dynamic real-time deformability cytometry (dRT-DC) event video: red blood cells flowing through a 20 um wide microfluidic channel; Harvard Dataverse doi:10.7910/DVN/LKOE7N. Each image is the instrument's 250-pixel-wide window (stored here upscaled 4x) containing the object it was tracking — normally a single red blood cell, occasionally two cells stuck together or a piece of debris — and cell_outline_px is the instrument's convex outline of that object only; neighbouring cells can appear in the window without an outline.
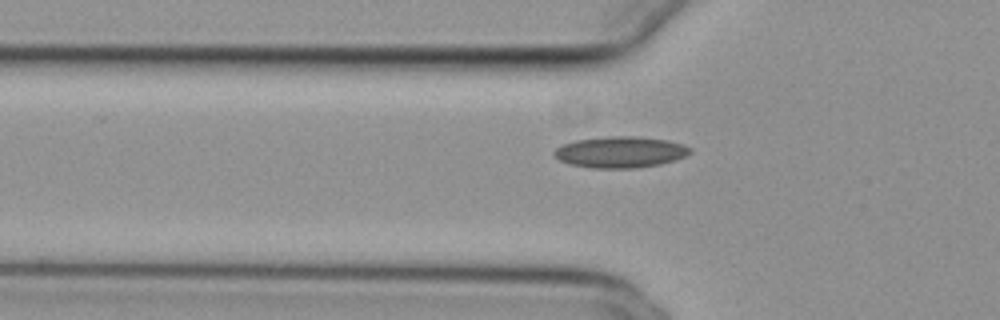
{"species": "common noctule bat (a hibernating species)", "species_latin": "Nyctalus noctula", "temperature_condition": "cold", "stored_images_in_passage": 40, "segment_of_instrument_passage": [1, 2], "camera_frame_rate_fps": 3000, "um_per_image_px": 0.085, "animal": {"sex": "female", "body_mass_g": 29.2, "forearm_length_mm": 56.3}, "frame": {"image": 1, "passage_image": 3, "time_ms": 0.667, "image_size_px": [1000, 320], "cell_outline_px": [[692, 152], [676, 160], [660, 164], [636, 168], [592, 168], [568, 164], [560, 160], [552, 152], [560, 144], [576, 140], [608, 136], [640, 136], [668, 140], [692, 148]], "centroid_in_image_um": [52.71, 12.92], "position_along_channel_um": 73.1, "area_um2": 24.91}}
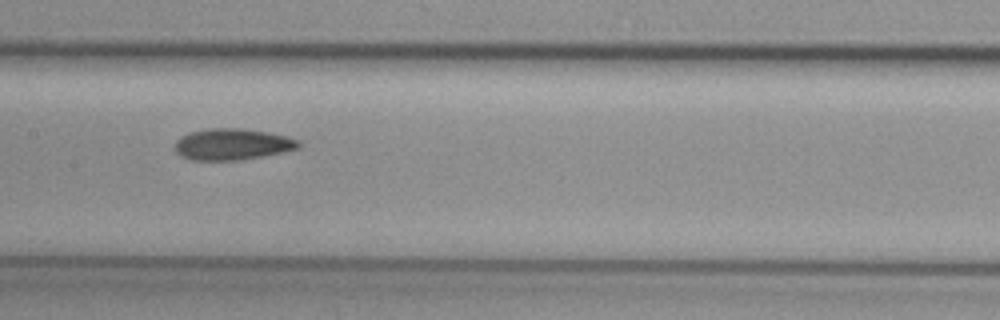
{"frame": {"image": 2, "passage_image": 12, "time_ms": 3.667, "image_size_px": [1000, 320], "cell_outline_px": [[300, 148], [260, 156], [236, 160], [188, 160], [180, 156], [176, 152], [176, 140], [180, 136], [188, 132], [208, 128], [240, 128], [268, 132], [288, 136], [300, 140]], "centroid_in_image_um": [19.72, 12.25], "position_along_channel_um": 187.7, "area_um2": 22.66}}
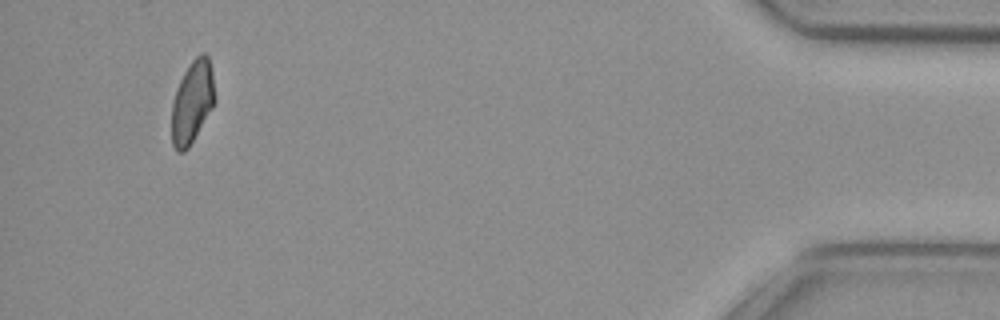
{"frame": {"image": 3, "passage_image": 36, "time_ms": 11.667, "image_size_px": [1000, 320], "cell_outline_px": [[216, 100], [212, 108], [188, 148], [184, 152], [176, 152], [172, 144], [172, 100], [176, 88], [184, 72], [192, 60], [200, 52], [204, 52], [208, 56], [212, 68], [216, 96]], "centroid_in_image_um": [16.35, 8.64], "position_along_channel_um": 418.8, "area_um2": 20.98}}